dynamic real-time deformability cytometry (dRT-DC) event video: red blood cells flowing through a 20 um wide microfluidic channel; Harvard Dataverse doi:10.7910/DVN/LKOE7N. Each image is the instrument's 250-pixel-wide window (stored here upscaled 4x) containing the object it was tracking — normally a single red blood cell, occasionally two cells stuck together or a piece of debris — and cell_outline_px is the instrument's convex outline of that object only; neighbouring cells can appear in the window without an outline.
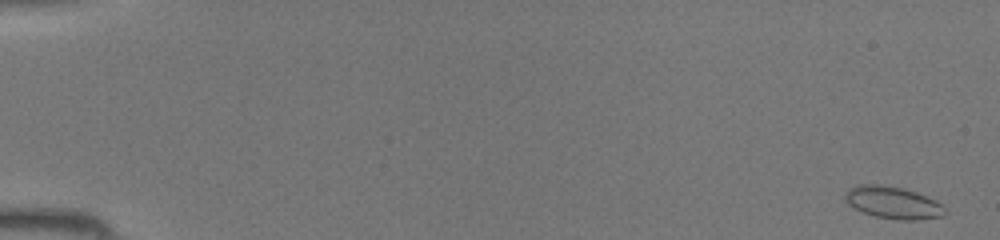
{"species": "common noctule bat (a hibernating species)", "species_latin": "Nyctalus noctula", "temperature_condition": "room temperature", "stored_images_in_passage": 46, "segment_of_instrument_passage": [1, 2], "camera_frame_rate_fps": 3000, "um_per_image_px": 0.085, "animal": {"sex": "female", "body_mass_g": 19.5, "forearm_length_mm": 54.1}, "frame": {"image": 1, "passage_image": 1, "time_ms": 0.0, "image_size_px": [1000, 240], "cell_outline_px": [[948, 212], [940, 216], [916, 220], [896, 220], [876, 216], [864, 212], [848, 204], [844, 200], [844, 192], [848, 188], [856, 184], [880, 184], [900, 188], [916, 192], [936, 200]], "centroid_in_image_um": [75.86, 17.21], "position_along_channel_um": 9.1, "area_um2": 18.73}}
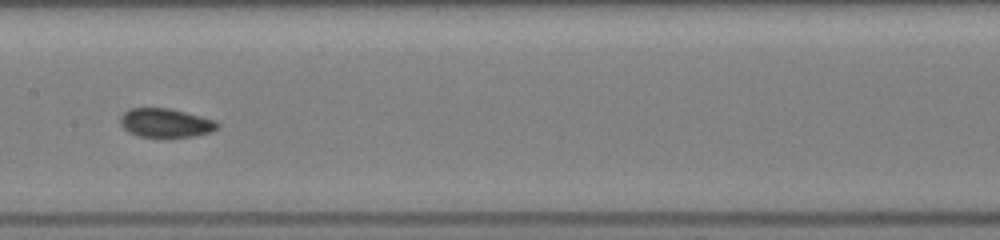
{"frame": {"image": 2, "passage_image": 24, "time_ms": 7.667, "image_size_px": [1000, 240], "cell_outline_px": [[220, 124], [212, 132], [192, 136], [140, 136], [128, 132], [120, 124], [120, 116], [128, 108], [168, 108], [216, 120]], "centroid_in_image_um": [14.06, 10.43], "position_along_channel_um": 193.3, "area_um2": 16.13}}
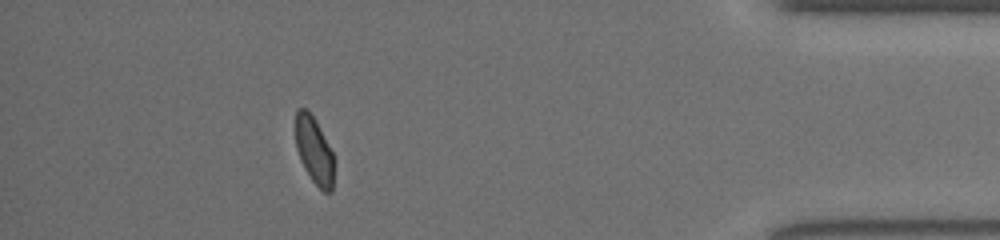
{"frame": {"image": 3, "passage_image": 41, "time_ms": 13.333, "image_size_px": [1000, 240], "cell_outline_px": [[332, 192], [324, 192], [312, 180], [304, 168], [300, 160], [296, 148], [296, 108], [308, 108], [316, 120], [332, 152]], "centroid_in_image_um": [26.67, 12.74], "position_along_channel_um": 408.5, "area_um2": 14.8}}